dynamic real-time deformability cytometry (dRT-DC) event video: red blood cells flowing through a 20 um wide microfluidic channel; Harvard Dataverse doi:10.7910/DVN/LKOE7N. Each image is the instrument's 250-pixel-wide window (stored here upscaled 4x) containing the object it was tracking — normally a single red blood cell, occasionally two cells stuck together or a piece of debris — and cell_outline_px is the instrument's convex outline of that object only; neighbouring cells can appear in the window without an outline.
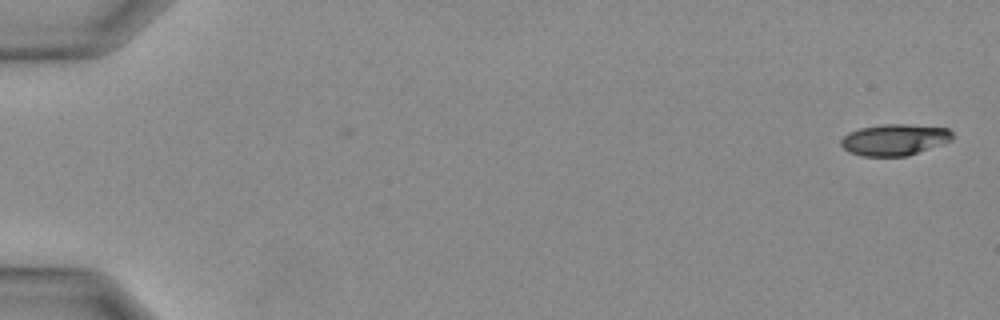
{"species": "Egyptian fruit bat (a non-hibernating species)", "species_latin": "Rousettus aegyptiacus", "temperature_condition": "warm", "stored_images_in_passage": 22, "camera_frame_rate_fps": 3000, "um_per_image_px": 0.085, "animal": {"sex": "female"}, "frame": {"image": 1, "passage_image": 1, "time_ms": 0.0, "image_size_px": [1000, 320], "cell_outline_px": [[952, 140], [908, 156], [860, 156], [844, 148], [840, 144], [840, 140], [848, 132], [860, 128], [884, 124], [908, 124], [948, 128], [952, 132]], "centroid_in_image_um": [76.03, 11.87], "position_along_channel_um": 9.0, "area_um2": 20.29}}
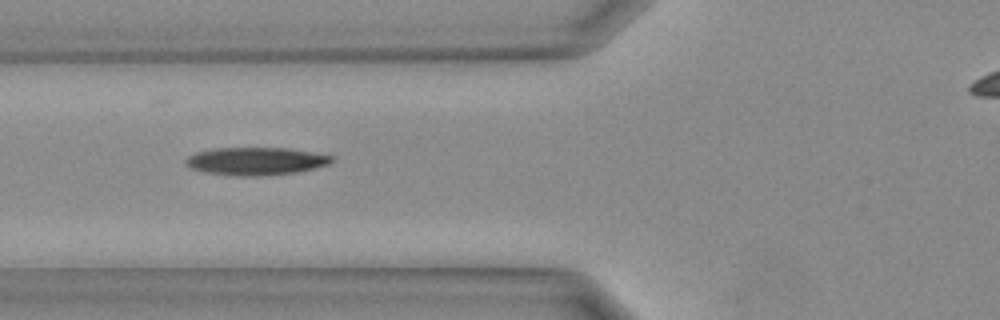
{"frame": {"image": 2, "passage_image": 14, "time_ms": 4.333, "image_size_px": [1000, 320], "cell_outline_px": [[332, 160], [328, 164], [316, 168], [296, 172], [260, 176], [236, 176], [208, 172], [192, 168], [184, 164], [184, 160], [188, 156], [196, 152], [216, 148], [284, 148], [332, 156]], "centroid_in_image_um": [21.7, 13.7], "position_along_channel_um": 104.1, "area_um2": 23.29}}